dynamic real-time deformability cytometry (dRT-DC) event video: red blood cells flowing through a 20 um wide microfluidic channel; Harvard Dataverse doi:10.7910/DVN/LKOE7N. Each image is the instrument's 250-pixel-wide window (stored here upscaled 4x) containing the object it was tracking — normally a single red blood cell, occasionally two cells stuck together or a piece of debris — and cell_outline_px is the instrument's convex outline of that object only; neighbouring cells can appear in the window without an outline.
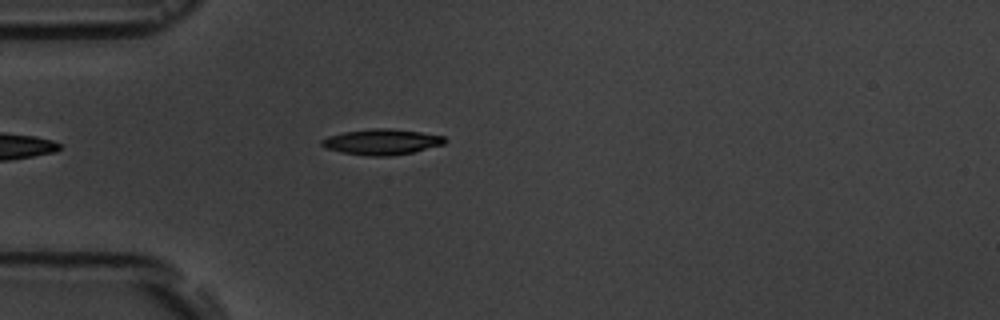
{"species": "common noctule bat (a hibernating species)", "species_latin": "Nyctalus noctula", "temperature_condition": "room temperature", "stored_images_in_passage": 5, "camera_frame_rate_fps": 3000, "um_per_image_px": 0.085, "animal": {"sex": "male", "body_mass_g": 19.5, "forearm_length_mm": 54.6}, "frame": {"image": 1, "passage_image": 5, "time_ms": 4.667, "image_size_px": [1000, 320], "cell_outline_px": [[448, 140], [444, 144], [412, 152], [388, 156], [368, 156], [340, 152], [328, 148], [320, 144], [320, 140], [328, 136], [344, 132], [372, 128], [388, 128], [420, 132], [444, 136]], "centroid_in_image_um": [32.44, 12.05], "position_along_channel_um": 52.6, "area_um2": 18.32}}